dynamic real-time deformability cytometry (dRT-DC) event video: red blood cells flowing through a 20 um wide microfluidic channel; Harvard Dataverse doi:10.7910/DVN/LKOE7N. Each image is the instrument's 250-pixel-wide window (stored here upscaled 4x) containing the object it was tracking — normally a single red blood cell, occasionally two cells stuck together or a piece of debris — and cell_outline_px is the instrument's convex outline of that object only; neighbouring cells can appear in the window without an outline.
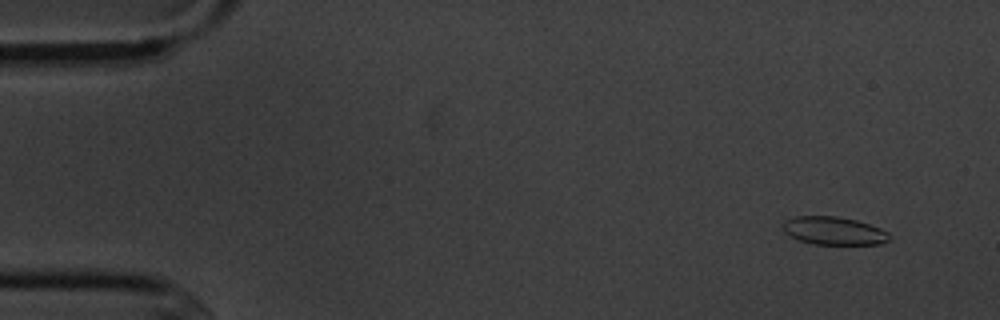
{"species": "common noctule bat (a hibernating species)", "species_latin": "Nyctalus noctula", "temperature_condition": "cold", "stored_images_in_passage": 6, "camera_frame_rate_fps": 3000, "um_per_image_px": 0.085, "animal": {"sex": "male", "body_mass_g": 20.1, "forearm_length_mm": 53.5}, "frame": {"image": 1, "passage_image": 1, "time_ms": 0.0, "image_size_px": [1000, 320], "cell_outline_px": [[892, 236], [888, 240], [880, 244], [812, 244], [788, 236], [780, 228], [784, 220], [796, 216], [836, 216], [856, 220], [880, 228], [888, 232]], "centroid_in_image_um": [70.83, 19.61], "position_along_channel_um": 14.2, "area_um2": 17.57}}
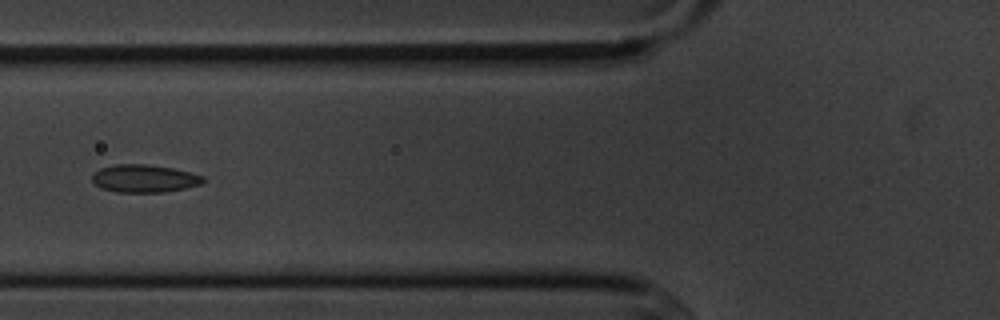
{"frame": {"image": 2, "passage_image": 6, "time_ms": 5.667, "image_size_px": [1000, 320], "cell_outline_px": [[204, 180], [200, 184], [184, 188], [164, 192], [116, 192], [100, 188], [92, 180], [92, 172], [100, 168], [116, 164], [144, 164], [172, 168], [204, 176]], "centroid_in_image_um": [12.21, 15.17], "position_along_channel_um": 113.6, "area_um2": 17.86}}